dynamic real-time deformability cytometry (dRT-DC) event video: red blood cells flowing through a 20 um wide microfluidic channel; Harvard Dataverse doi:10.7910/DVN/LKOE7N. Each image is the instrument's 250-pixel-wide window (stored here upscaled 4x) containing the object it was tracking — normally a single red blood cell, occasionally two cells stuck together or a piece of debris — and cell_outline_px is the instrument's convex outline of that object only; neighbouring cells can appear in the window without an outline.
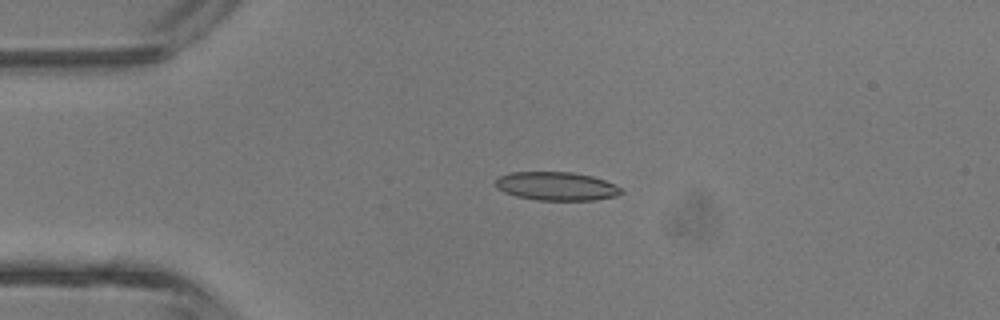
{"species": "common noctule bat (a hibernating species)", "species_latin": "Nyctalus noctula", "temperature_condition": "room temperature", "stored_images_in_passage": 4, "camera_frame_rate_fps": 3000, "um_per_image_px": 0.085, "animal": {"sex": "male", "body_mass_g": 13.3}, "frame": {"image": 1, "passage_image": 3, "time_ms": 2.0, "image_size_px": [1000, 320], "cell_outline_px": [[624, 192], [616, 196], [596, 200], [536, 200], [516, 196], [504, 192], [496, 188], [496, 180], [500, 176], [512, 172], [572, 172], [592, 176], [604, 180], [620, 188]], "centroid_in_image_um": [47.29, 15.83], "position_along_channel_um": 37.7, "area_um2": 20.81}}